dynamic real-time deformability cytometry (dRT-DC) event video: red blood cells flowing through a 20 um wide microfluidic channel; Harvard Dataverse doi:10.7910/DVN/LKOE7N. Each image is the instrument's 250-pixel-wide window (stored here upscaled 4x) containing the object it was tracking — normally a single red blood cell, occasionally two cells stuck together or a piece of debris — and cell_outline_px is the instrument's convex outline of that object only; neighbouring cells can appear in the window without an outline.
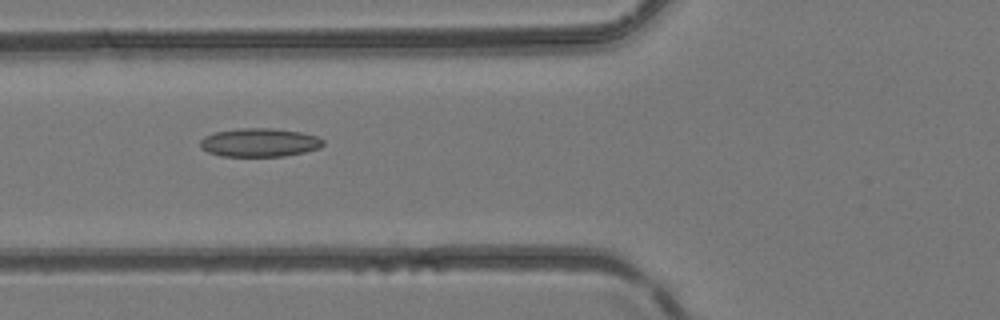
{"species": "common noctule bat (a hibernating species)", "species_latin": "Nyctalus noctula", "temperature_condition": "room temperature", "stored_images_in_passage": 4, "camera_frame_rate_fps": 3000, "um_per_image_px": 0.085, "animal": {"sex": "female", "body_mass_g": 24.6, "forearm_length_mm": 56.2}, "frame": {"image": 1, "passage_image": 4, "time_ms": 1.0, "image_size_px": [1000, 320], "cell_outline_px": [[324, 144], [320, 148], [304, 152], [284, 156], [220, 156], [208, 152], [200, 148], [200, 140], [204, 136], [216, 132], [240, 128], [272, 128], [300, 132], [316, 136], [324, 140]], "centroid_in_image_um": [22.05, 12.11], "position_along_channel_um": 103.8, "area_um2": 20.46}}